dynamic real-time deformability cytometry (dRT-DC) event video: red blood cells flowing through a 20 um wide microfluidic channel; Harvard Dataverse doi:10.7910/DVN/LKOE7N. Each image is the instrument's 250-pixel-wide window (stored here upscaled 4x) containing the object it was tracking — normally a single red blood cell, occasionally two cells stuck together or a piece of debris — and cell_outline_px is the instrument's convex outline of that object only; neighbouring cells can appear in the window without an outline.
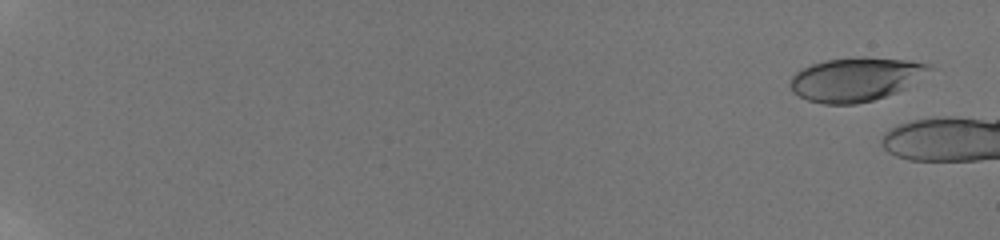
{"species": "human", "species_latin": "Homo sapiens", "temperature_condition": "room temperature", "stored_images_in_passage": 7, "camera_frame_rate_fps": 3000, "um_per_image_px": 0.085, "donor": {"sex": "male"}, "frame": {"image": 1, "passage_image": 2, "time_ms": 0.667, "image_size_px": [1000, 240], "cell_outline_px": [[932, 68], [904, 88], [896, 92], [872, 100], [856, 104], [824, 104], [808, 100], [792, 92], [788, 84], [792, 76], [796, 72], [812, 64], [824, 60], [860, 56], [864, 56], [908, 60], [928, 64]], "centroid_in_image_um": [72.66, 6.73], "position_along_channel_um": 12.3, "area_um2": 35.2}}